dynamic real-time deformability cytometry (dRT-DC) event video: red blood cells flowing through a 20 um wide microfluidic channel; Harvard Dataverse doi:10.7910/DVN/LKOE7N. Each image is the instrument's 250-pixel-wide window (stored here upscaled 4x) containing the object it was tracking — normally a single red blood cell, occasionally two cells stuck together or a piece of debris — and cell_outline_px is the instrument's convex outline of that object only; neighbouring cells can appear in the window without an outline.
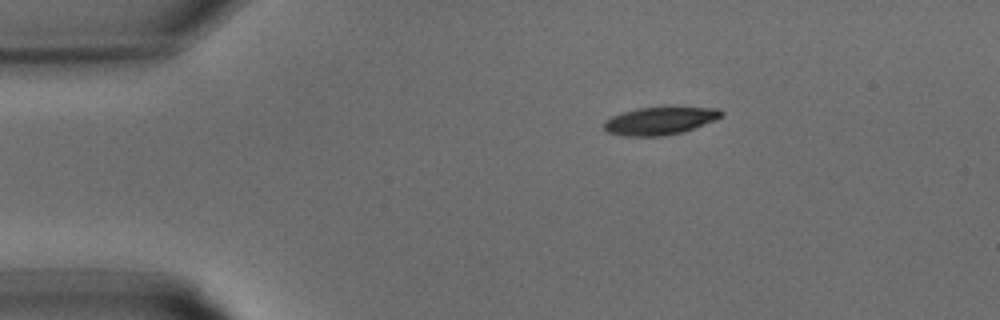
{"species": "common noctule bat (a hibernating species)", "species_latin": "Nyctalus noctula", "temperature_condition": "warm", "stored_images_in_passage": 27, "camera_frame_rate_fps": 3000, "um_per_image_px": 0.085, "animal": {"sex": "male", "body_mass_g": 15.6}, "frame": {"image": 1, "passage_image": 1, "time_ms": 0.0, "image_size_px": [1000, 320], "cell_outline_px": [[724, 112], [716, 120], [684, 132], [660, 136], [624, 136], [608, 132], [604, 128], [604, 120], [612, 116], [636, 108], [720, 108]], "centroid_in_image_um": [56.08, 10.28], "position_along_channel_um": 28.9, "area_um2": 18.73}}
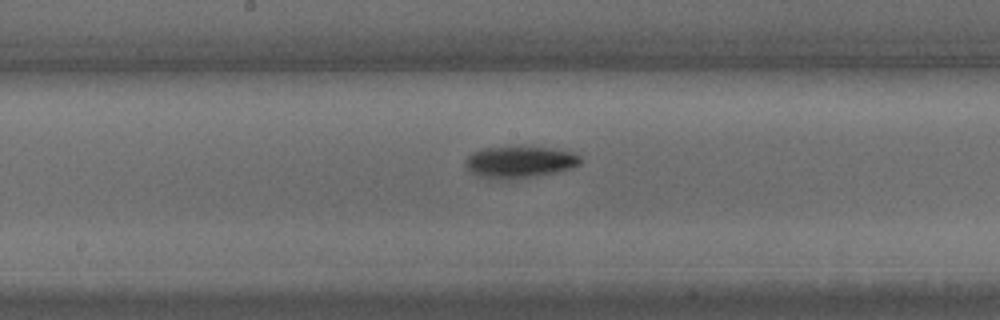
{"frame": {"image": 2, "passage_image": 12, "time_ms": 3.667, "image_size_px": [1000, 320], "cell_outline_px": [[580, 164], [572, 168], [556, 172], [536, 176], [512, 180], [508, 180], [480, 176], [472, 172], [464, 164], [464, 160], [472, 152], [484, 148], [548, 148], [572, 152], [580, 156]], "centroid_in_image_um": [44.17, 13.79], "position_along_channel_um": 204.0, "area_um2": 20.87}}
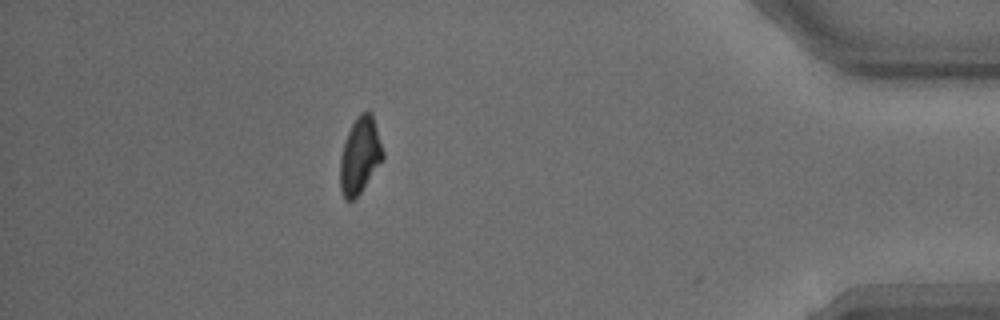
{"frame": {"image": 3, "passage_image": 24, "time_ms": 7.667, "image_size_px": [1000, 320], "cell_outline_px": [[384, 160], [360, 192], [352, 200], [344, 200], [340, 192], [340, 156], [348, 132], [356, 116], [360, 112], [372, 112], [384, 152]], "centroid_in_image_um": [30.6, 13.22], "position_along_channel_um": 404.6, "area_um2": 19.13}}